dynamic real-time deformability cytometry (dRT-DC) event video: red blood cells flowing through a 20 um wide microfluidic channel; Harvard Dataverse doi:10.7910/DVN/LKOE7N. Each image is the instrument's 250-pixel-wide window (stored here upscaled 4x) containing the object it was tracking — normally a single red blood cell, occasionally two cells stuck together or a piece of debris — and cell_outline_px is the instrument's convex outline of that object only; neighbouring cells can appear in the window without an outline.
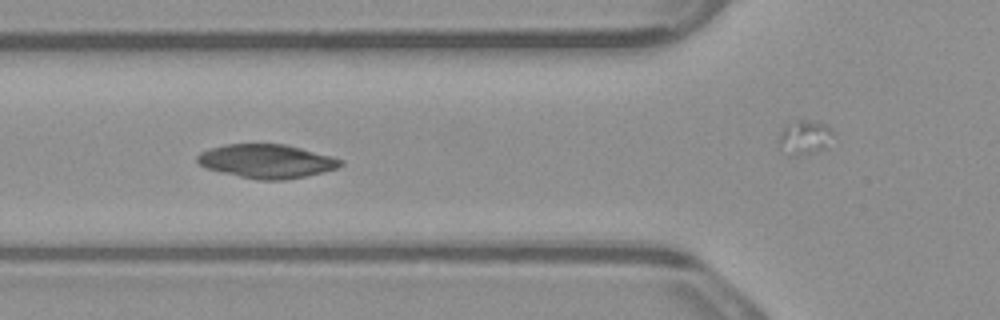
{"species": "common noctule bat (a hibernating species)", "species_latin": "Nyctalus noctula", "temperature_condition": "warm", "stored_images_in_passage": 6, "camera_frame_rate_fps": 3000, "um_per_image_px": 0.085, "animal": {"sex": "male", "body_mass_g": 23.1, "forearm_length_mm": 52.7}, "frame": {"image": 1, "passage_image": 5, "time_ms": 1.333, "image_size_px": [1000, 320], "cell_outline_px": [[344, 164], [336, 168], [304, 176], [284, 180], [260, 180], [220, 172], [208, 168], [200, 164], [196, 160], [196, 156], [200, 152], [224, 144], [284, 144], [300, 148], [344, 160]], "centroid_in_image_um": [22.64, 13.7], "position_along_channel_um": 103.2, "area_um2": 27.8}}
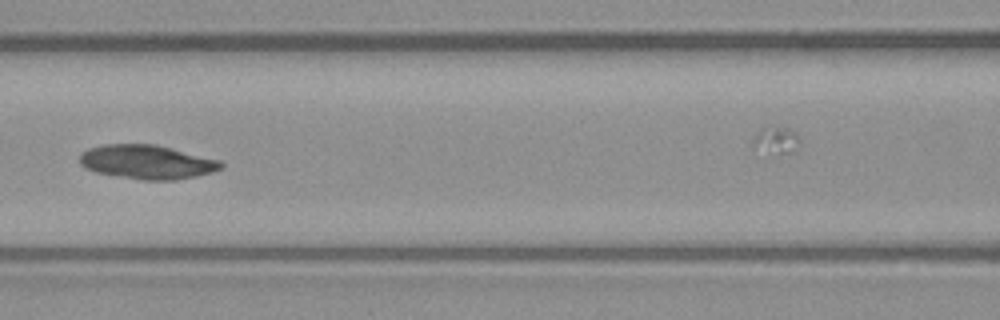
{"frame": {"image": 2, "passage_image": 6, "time_ms": 1.667, "image_size_px": [1000, 320], "cell_outline_px": [[224, 168], [212, 172], [196, 176], [176, 180], [140, 180], [96, 172], [84, 168], [80, 164], [80, 152], [88, 148], [104, 144], [156, 144], [220, 160], [224, 164]], "centroid_in_image_um": [12.49, 13.77], "position_along_channel_um": 154.1, "area_um2": 28.26}}